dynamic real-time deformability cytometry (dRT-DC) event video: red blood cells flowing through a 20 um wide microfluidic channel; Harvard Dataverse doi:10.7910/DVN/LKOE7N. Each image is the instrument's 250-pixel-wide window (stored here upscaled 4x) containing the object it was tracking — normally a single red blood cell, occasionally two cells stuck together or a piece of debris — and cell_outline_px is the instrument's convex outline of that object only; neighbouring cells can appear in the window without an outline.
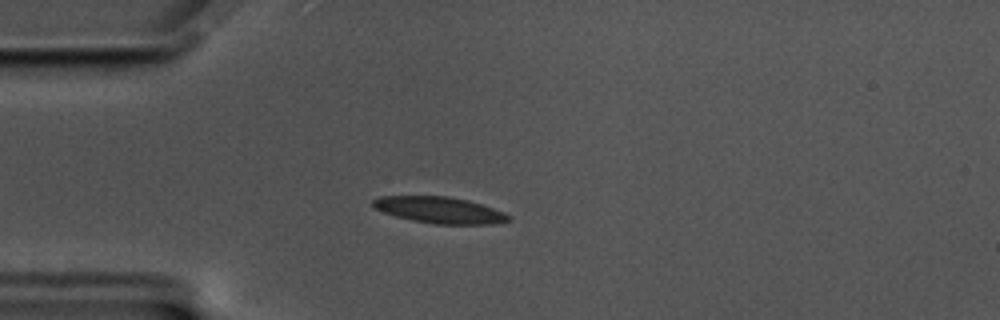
{"species": "common noctule bat (a hibernating species)", "species_latin": "Nyctalus noctula", "temperature_condition": "cold", "stored_images_in_passage": 48, "camera_frame_rate_fps": 3000, "um_per_image_px": 0.085, "animal": {"sex": "male", "body_mass_g": 17.5, "forearm_length_mm": 52.3}, "frame": {"image": 1, "passage_image": 11, "time_ms": 3.333, "image_size_px": [1000, 320], "cell_outline_px": [[512, 220], [492, 224], [436, 224], [412, 220], [396, 216], [372, 208], [372, 200], [380, 196], [448, 196], [468, 200], [504, 212], [512, 216]], "centroid_in_image_um": [37.36, 17.85], "position_along_channel_um": 47.6, "area_um2": 20.87}}
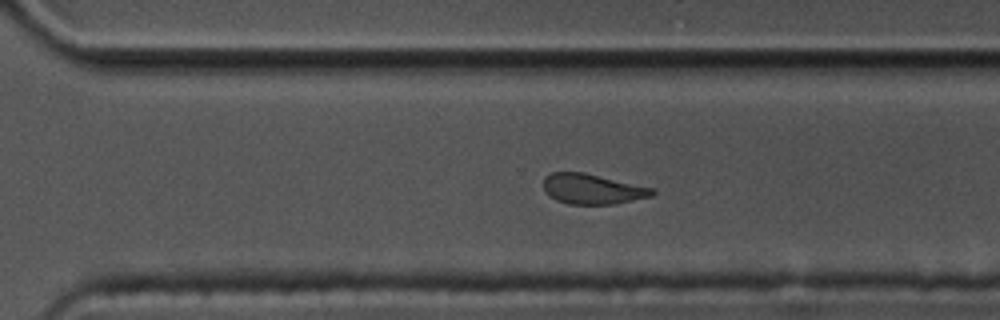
{"frame": {"image": 2, "passage_image": 37, "time_ms": 12.0, "image_size_px": [1000, 320], "cell_outline_px": [[656, 192], [652, 196], [616, 204], [568, 204], [556, 200], [548, 196], [544, 192], [544, 176], [552, 172], [584, 172], [652, 188]], "centroid_in_image_um": [50.31, 16.07], "position_along_channel_um": 320.3, "area_um2": 19.19}}
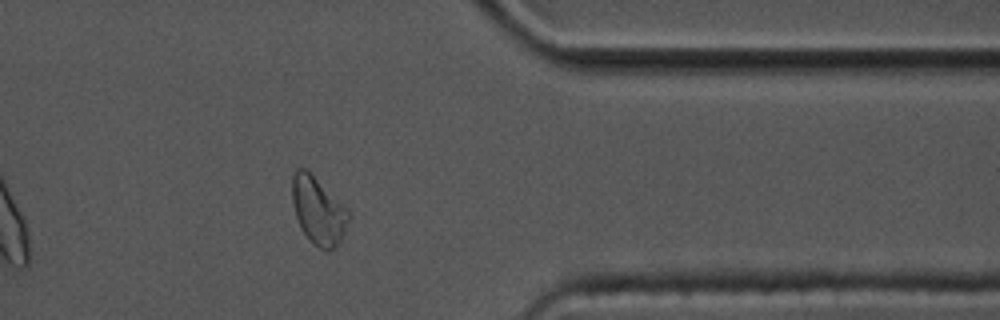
{"frame": {"image": 3, "passage_image": 44, "time_ms": 14.333, "image_size_px": [1000, 320], "cell_outline_px": [[352, 216], [340, 240], [328, 252], [324, 252], [300, 228], [296, 216], [292, 200], [292, 172], [296, 168], [304, 168], [348, 208], [352, 212]], "centroid_in_image_um": [27.07, 17.89], "position_along_channel_um": 384.3, "area_um2": 21.96}, "authors_computed_cell_mechanics": {"area_um2": 20.3456, "velocity_mm_per_s": 3.3101, "shape_relaxation_time_tau1_ms": 5.0764, "shape_relaxation_time_tau2_ms": 2.1627, "deformation_change_tau1": 0.1363, "deformation_change_tau2": 0.095}}